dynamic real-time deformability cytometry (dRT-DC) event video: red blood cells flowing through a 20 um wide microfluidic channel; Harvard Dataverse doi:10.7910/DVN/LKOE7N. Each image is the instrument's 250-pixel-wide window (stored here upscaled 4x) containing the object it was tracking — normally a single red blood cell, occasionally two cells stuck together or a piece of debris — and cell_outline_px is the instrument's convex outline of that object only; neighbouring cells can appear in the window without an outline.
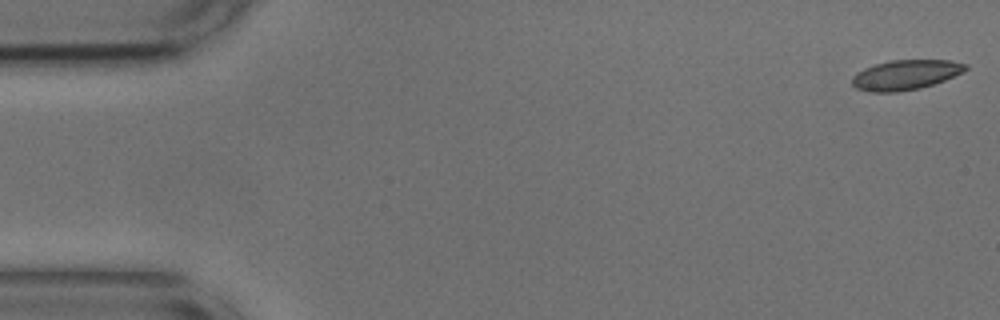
{"species": "common noctule bat (a hibernating species)", "species_latin": "Nyctalus noctula", "temperature_condition": "cold", "stored_images_in_passage": 54, "camera_frame_rate_fps": 3000, "um_per_image_px": 0.085, "animal": {"sex": "male", "body_mass_g": 17.9, "forearm_length_mm": 54.2}, "frame": {"image": 1, "passage_image": 1, "time_ms": 0.0, "image_size_px": [1000, 320], "cell_outline_px": [[968, 68], [964, 72], [944, 80], [920, 88], [896, 92], [868, 92], [856, 88], [852, 84], [852, 76], [856, 72], [864, 68], [888, 60], [948, 60], [968, 64]], "centroid_in_image_um": [76.96, 6.36], "position_along_channel_um": 8.0, "area_um2": 19.83}}
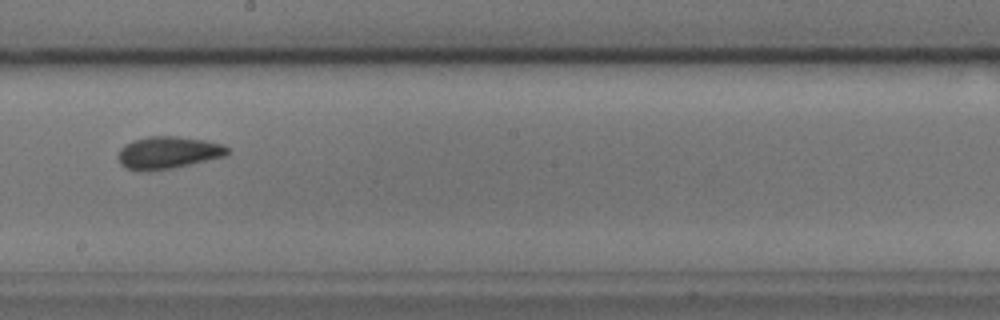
{"frame": {"image": 2, "passage_image": 30, "time_ms": 9.667, "image_size_px": [1000, 320], "cell_outline_px": [[228, 156], [172, 168], [124, 168], [120, 164], [116, 156], [120, 148], [124, 144], [132, 140], [148, 136], [176, 136], [208, 140], [224, 144], [228, 148]], "centroid_in_image_um": [14.33, 12.92], "position_along_channel_um": 233.9, "area_um2": 20.4}}
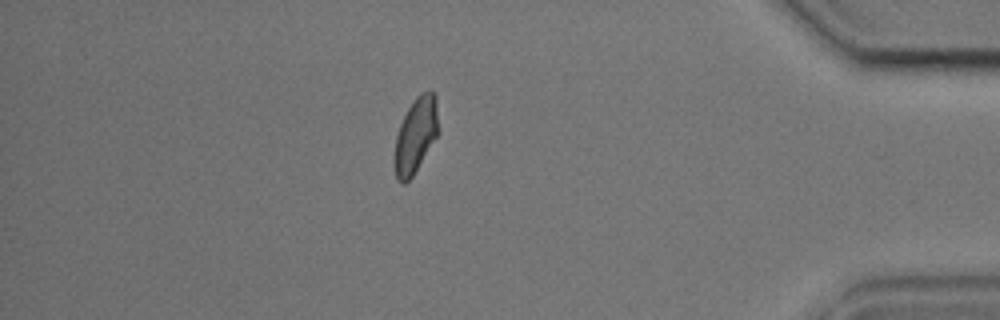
{"frame": {"image": 3, "passage_image": 47, "time_ms": 15.333, "image_size_px": [1000, 320], "cell_outline_px": [[436, 136], [412, 176], [404, 184], [400, 184], [396, 180], [396, 136], [400, 124], [412, 100], [420, 92], [436, 92]], "centroid_in_image_um": [35.31, 11.47], "position_along_channel_um": 399.9, "area_um2": 18.38}, "authors_computed_cell_mechanics": {"area_um2": 20.0566, "velocity_mm_per_s": 3.644, "shape_relaxation_time_tau1_ms": 5.9123, "shape_relaxation_time_tau2_ms": 2.443, "deformation_change_tau1": 0.1121, "deformation_change_tau2": 0.0751}}